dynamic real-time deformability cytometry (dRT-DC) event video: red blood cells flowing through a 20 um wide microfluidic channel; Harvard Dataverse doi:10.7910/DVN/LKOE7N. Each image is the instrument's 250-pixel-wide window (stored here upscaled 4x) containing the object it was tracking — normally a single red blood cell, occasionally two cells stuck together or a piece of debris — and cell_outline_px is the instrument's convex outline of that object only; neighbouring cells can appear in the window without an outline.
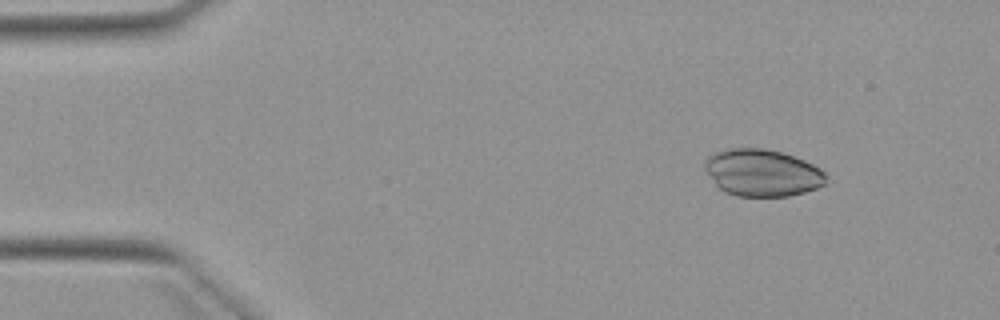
{"species": "Egyptian fruit bat (a non-hibernating species)", "species_latin": "Rousettus aegyptiacus", "temperature_condition": "warm", "stored_images_in_passage": 5, "camera_frame_rate_fps": 3000, "um_per_image_px": 0.085, "animal": {"sex": "female"}, "frame": {"image": 1, "passage_image": 1, "time_ms": 0.0, "image_size_px": [1000, 320], "cell_outline_px": [[824, 184], [816, 188], [804, 192], [788, 196], [736, 196], [724, 192], [716, 184], [704, 168], [704, 160], [708, 156], [716, 152], [728, 148], [764, 148], [780, 152], [804, 160], [820, 168], [824, 172]], "centroid_in_image_um": [64.76, 14.68], "position_along_channel_um": 20.2, "area_um2": 33.0}}
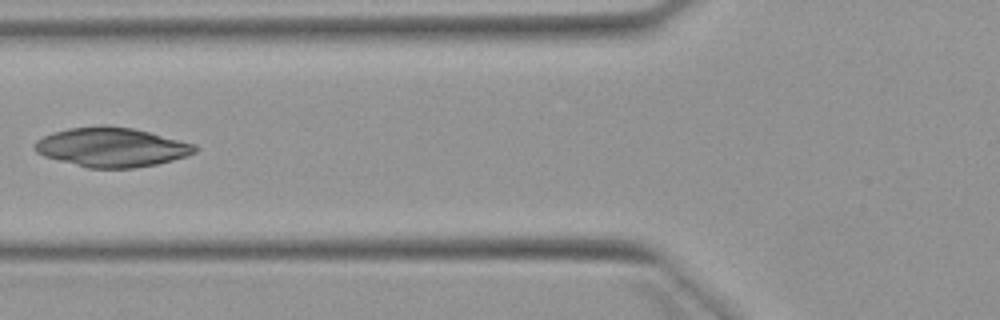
{"frame": {"image": 2, "passage_image": 5, "time_ms": 4.667, "image_size_px": [1000, 320], "cell_outline_px": [[200, 148], [196, 152], [188, 156], [156, 164], [132, 168], [88, 168], [44, 156], [36, 152], [32, 148], [32, 144], [36, 140], [52, 132], [68, 128], [100, 124], [108, 124], [132, 128], [196, 144]], "centroid_in_image_um": [9.47, 12.5], "position_along_channel_um": 116.3, "area_um2": 37.05}}